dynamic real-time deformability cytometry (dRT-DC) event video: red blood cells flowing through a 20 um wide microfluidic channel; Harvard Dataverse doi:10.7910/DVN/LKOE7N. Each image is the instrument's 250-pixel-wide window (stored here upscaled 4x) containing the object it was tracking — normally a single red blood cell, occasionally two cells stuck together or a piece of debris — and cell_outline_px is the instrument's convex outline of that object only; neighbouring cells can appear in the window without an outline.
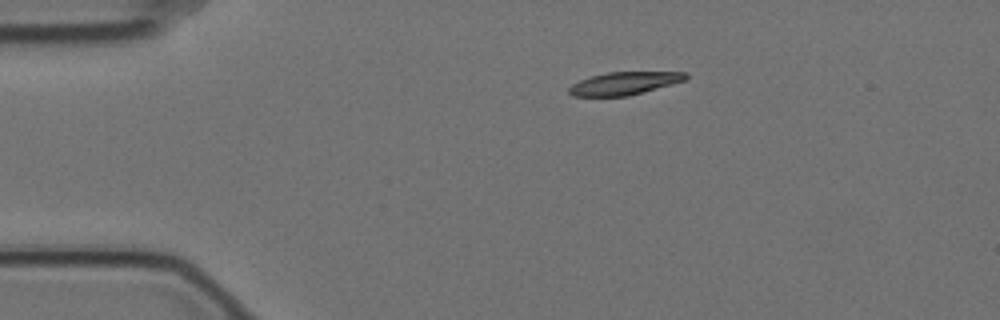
{"species": "Egyptian fruit bat (a non-hibernating species)", "species_latin": "Rousettus aegyptiacus", "temperature_condition": "cold", "stored_images_in_passage": 8, "camera_frame_rate_fps": 3000, "um_per_image_px": 0.085, "animal": {"sex": "female"}, "frame": {"image": 1, "passage_image": 1, "time_ms": 0.0, "image_size_px": [1000, 320], "cell_outline_px": [[688, 76], [684, 80], [672, 84], [628, 96], [572, 96], [568, 92], [568, 88], [572, 84], [580, 80], [592, 76], [608, 72], [688, 72]], "centroid_in_image_um": [53.04, 7.08], "position_along_channel_um": 32.0, "area_um2": 15.37}}
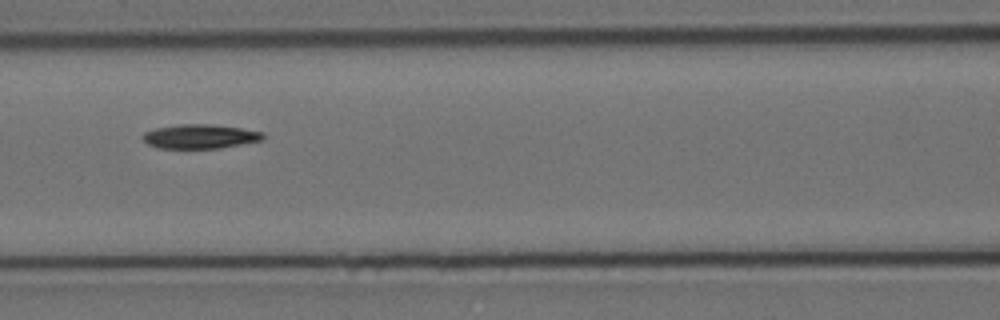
{"frame": {"image": 2, "passage_image": 5, "time_ms": 1.333, "image_size_px": [1000, 320], "cell_outline_px": [[264, 140], [220, 148], [156, 148], [148, 144], [140, 136], [144, 132], [156, 128], [180, 124], [208, 124], [240, 128], [264, 132]], "centroid_in_image_um": [16.99, 11.6], "position_along_channel_um": 149.6, "area_um2": 16.99}}
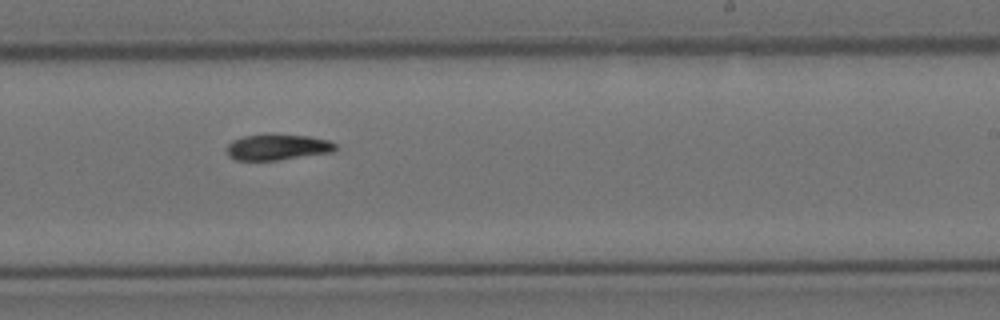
{"frame": {"image": 3, "passage_image": 8, "time_ms": 2.333, "image_size_px": [1000, 320], "cell_outline_px": [[336, 148], [332, 152], [280, 160], [236, 160], [228, 156], [228, 144], [232, 140], [244, 136], [268, 132], [272, 132], [308, 136], [328, 140], [336, 144]], "centroid_in_image_um": [23.58, 12.47], "position_along_channel_um": 265.4, "area_um2": 16.82}}